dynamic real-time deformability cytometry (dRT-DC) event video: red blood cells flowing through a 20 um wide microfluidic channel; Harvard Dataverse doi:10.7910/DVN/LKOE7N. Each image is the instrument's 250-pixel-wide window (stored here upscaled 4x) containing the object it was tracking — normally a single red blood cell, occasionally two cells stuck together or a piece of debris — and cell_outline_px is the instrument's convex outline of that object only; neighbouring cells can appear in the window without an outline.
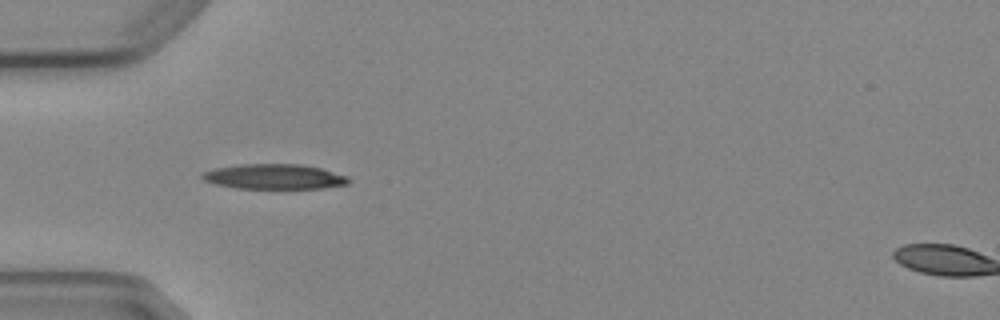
{"species": "Egyptian fruit bat (a non-hibernating species)", "species_latin": "Rousettus aegyptiacus", "temperature_condition": "cold", "stored_images_in_passage": 3, "camera_frame_rate_fps": 3000, "um_per_image_px": 0.085, "animal": {"sex": "female"}, "frame": {"image": 1, "passage_image": 1, "time_ms": 0.0, "image_size_px": [1000, 320], "cell_outline_px": [[352, 180], [348, 184], [320, 188], [236, 188], [216, 184], [204, 180], [200, 176], [200, 172], [212, 168], [240, 164], [300, 164], [320, 168], [348, 176]], "centroid_in_image_um": [23.28, 15.0], "position_along_channel_um": 61.7, "area_um2": 21.44}}
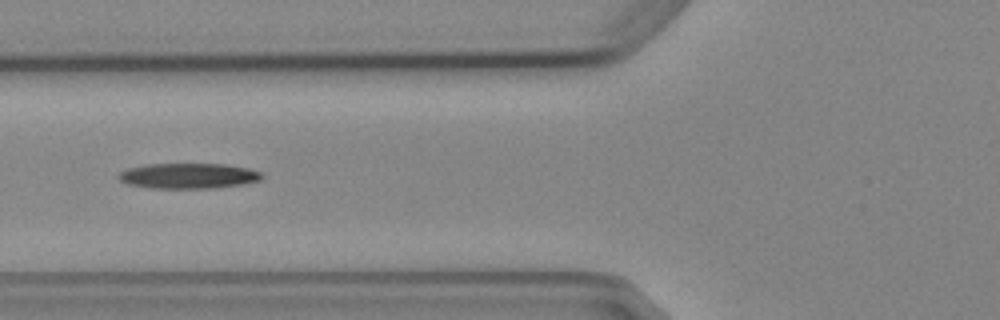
{"frame": {"image": 2, "passage_image": 2, "time_ms": 1.333, "image_size_px": [1000, 320], "cell_outline_px": [[264, 176], [260, 180], [244, 184], [216, 188], [152, 188], [128, 184], [120, 180], [116, 176], [120, 172], [128, 168], [144, 164], [228, 164], [248, 168], [260, 172]], "centroid_in_image_um": [16.02, 14.94], "position_along_channel_um": 109.8, "area_um2": 21.33}}